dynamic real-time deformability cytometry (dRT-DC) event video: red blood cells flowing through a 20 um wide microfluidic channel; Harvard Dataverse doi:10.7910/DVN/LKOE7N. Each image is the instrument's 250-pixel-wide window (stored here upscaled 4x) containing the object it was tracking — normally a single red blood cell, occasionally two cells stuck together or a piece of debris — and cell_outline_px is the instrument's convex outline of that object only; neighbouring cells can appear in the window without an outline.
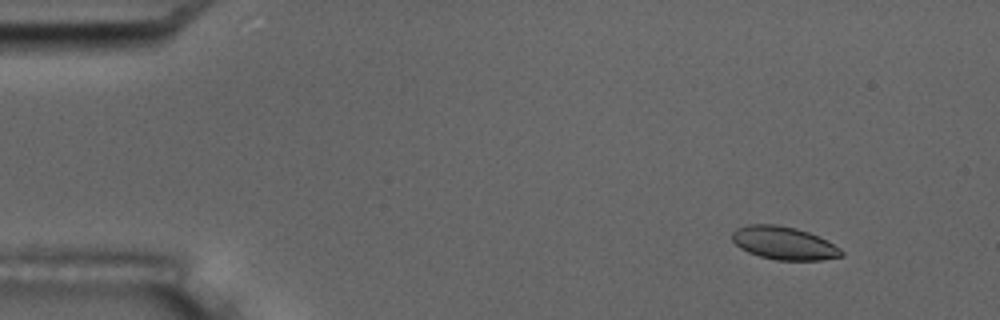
{"species": "common noctule bat (a hibernating species)", "species_latin": "Nyctalus noctula", "temperature_condition": "room temperature", "stored_images_in_passage": 5, "camera_frame_rate_fps": 3000, "um_per_image_px": 0.085, "animal": {"sex": "male", "body_mass_g": 17.5, "forearm_length_mm": 52.3}, "frame": {"image": 1, "passage_image": 2, "time_ms": 1.0, "image_size_px": [1000, 320], "cell_outline_px": [[844, 256], [820, 260], [776, 260], [760, 256], [748, 252], [740, 248], [732, 240], [732, 232], [736, 228], [748, 224], [776, 224], [796, 228], [808, 232], [840, 248], [844, 252]], "centroid_in_image_um": [66.6, 20.66], "position_along_channel_um": 18.4, "area_um2": 20.92}}